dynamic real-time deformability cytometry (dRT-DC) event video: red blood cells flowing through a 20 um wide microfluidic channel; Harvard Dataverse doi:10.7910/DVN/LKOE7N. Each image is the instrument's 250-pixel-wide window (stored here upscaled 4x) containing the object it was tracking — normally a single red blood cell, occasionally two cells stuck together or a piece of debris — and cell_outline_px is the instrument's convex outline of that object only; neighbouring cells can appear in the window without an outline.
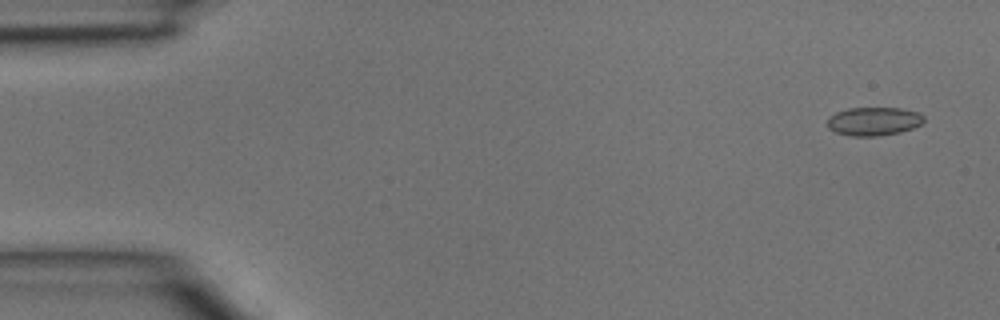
{"species": "common noctule bat (a hibernating species)", "species_latin": "Nyctalus noctula", "temperature_condition": "room temperature", "stored_images_in_passage": 3, "camera_frame_rate_fps": 3000, "um_per_image_px": 0.085, "animal": {"sex": "male", "body_mass_g": 15.6}, "frame": {"image": 1, "passage_image": 1, "time_ms": 0.0, "image_size_px": [1000, 320], "cell_outline_px": [[924, 120], [920, 124], [912, 128], [900, 132], [880, 136], [852, 136], [836, 132], [828, 128], [828, 120], [836, 112], [848, 108], [900, 108], [916, 112], [924, 116]], "centroid_in_image_um": [74.27, 10.31], "position_along_channel_um": 10.7, "area_um2": 15.84}}
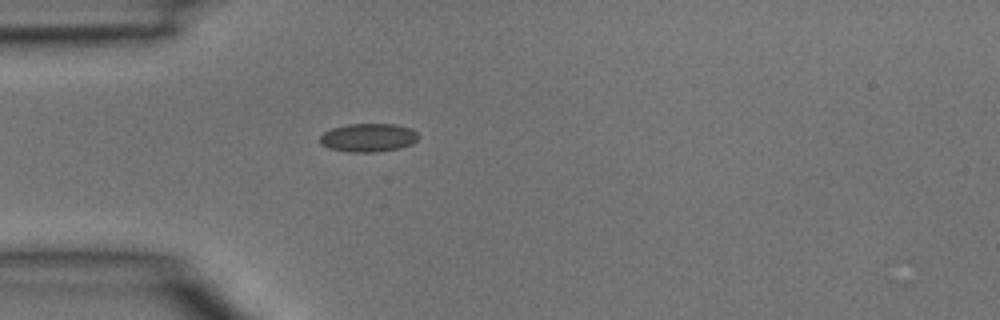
{"frame": {"image": 2, "passage_image": 3, "time_ms": 0.667, "image_size_px": [1000, 320], "cell_outline_px": [[420, 136], [412, 144], [400, 148], [376, 152], [348, 152], [328, 148], [320, 144], [320, 136], [324, 132], [332, 128], [348, 124], [396, 124], [408, 128], [416, 132]], "centroid_in_image_um": [31.29, 11.7], "position_along_channel_um": 53.7, "area_um2": 16.36}}